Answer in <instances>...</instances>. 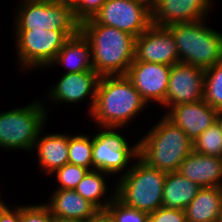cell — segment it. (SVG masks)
<instances>
[{
	"label": "cell",
	"mask_w": 222,
	"mask_h": 222,
	"mask_svg": "<svg viewBox=\"0 0 222 222\" xmlns=\"http://www.w3.org/2000/svg\"><path fill=\"white\" fill-rule=\"evenodd\" d=\"M80 32L91 45L93 70L99 76L126 75L135 59V36L93 19L82 22Z\"/></svg>",
	"instance_id": "1"
},
{
	"label": "cell",
	"mask_w": 222,
	"mask_h": 222,
	"mask_svg": "<svg viewBox=\"0 0 222 222\" xmlns=\"http://www.w3.org/2000/svg\"><path fill=\"white\" fill-rule=\"evenodd\" d=\"M147 105L126 75L100 76L89 116L99 127L124 128Z\"/></svg>",
	"instance_id": "2"
},
{
	"label": "cell",
	"mask_w": 222,
	"mask_h": 222,
	"mask_svg": "<svg viewBox=\"0 0 222 222\" xmlns=\"http://www.w3.org/2000/svg\"><path fill=\"white\" fill-rule=\"evenodd\" d=\"M138 140V155L148 166L164 172L178 171L193 151L188 135L165 115Z\"/></svg>",
	"instance_id": "3"
},
{
	"label": "cell",
	"mask_w": 222,
	"mask_h": 222,
	"mask_svg": "<svg viewBox=\"0 0 222 222\" xmlns=\"http://www.w3.org/2000/svg\"><path fill=\"white\" fill-rule=\"evenodd\" d=\"M129 171L118 177L116 198L124 205L148 214L162 206L167 172L148 166L139 157Z\"/></svg>",
	"instance_id": "4"
},
{
	"label": "cell",
	"mask_w": 222,
	"mask_h": 222,
	"mask_svg": "<svg viewBox=\"0 0 222 222\" xmlns=\"http://www.w3.org/2000/svg\"><path fill=\"white\" fill-rule=\"evenodd\" d=\"M204 22L175 23L167 28L175 39L180 62L205 70L222 60V33Z\"/></svg>",
	"instance_id": "5"
},
{
	"label": "cell",
	"mask_w": 222,
	"mask_h": 222,
	"mask_svg": "<svg viewBox=\"0 0 222 222\" xmlns=\"http://www.w3.org/2000/svg\"><path fill=\"white\" fill-rule=\"evenodd\" d=\"M15 30H61L69 38L80 32L71 0H21Z\"/></svg>",
	"instance_id": "6"
},
{
	"label": "cell",
	"mask_w": 222,
	"mask_h": 222,
	"mask_svg": "<svg viewBox=\"0 0 222 222\" xmlns=\"http://www.w3.org/2000/svg\"><path fill=\"white\" fill-rule=\"evenodd\" d=\"M48 112L41 100L0 112V147L32 152Z\"/></svg>",
	"instance_id": "7"
},
{
	"label": "cell",
	"mask_w": 222,
	"mask_h": 222,
	"mask_svg": "<svg viewBox=\"0 0 222 222\" xmlns=\"http://www.w3.org/2000/svg\"><path fill=\"white\" fill-rule=\"evenodd\" d=\"M17 61L23 70L49 67L69 37L61 30H14Z\"/></svg>",
	"instance_id": "8"
},
{
	"label": "cell",
	"mask_w": 222,
	"mask_h": 222,
	"mask_svg": "<svg viewBox=\"0 0 222 222\" xmlns=\"http://www.w3.org/2000/svg\"><path fill=\"white\" fill-rule=\"evenodd\" d=\"M116 129L121 128L101 127V131L92 137L93 170L105 172L107 176L119 172L123 176L131 167L129 162L139 157L138 142L130 147L126 138ZM128 165L129 168L125 171Z\"/></svg>",
	"instance_id": "9"
},
{
	"label": "cell",
	"mask_w": 222,
	"mask_h": 222,
	"mask_svg": "<svg viewBox=\"0 0 222 222\" xmlns=\"http://www.w3.org/2000/svg\"><path fill=\"white\" fill-rule=\"evenodd\" d=\"M93 20L136 38L151 25V4L144 0H107Z\"/></svg>",
	"instance_id": "10"
},
{
	"label": "cell",
	"mask_w": 222,
	"mask_h": 222,
	"mask_svg": "<svg viewBox=\"0 0 222 222\" xmlns=\"http://www.w3.org/2000/svg\"><path fill=\"white\" fill-rule=\"evenodd\" d=\"M205 70L186 63L171 66L168 89L163 107L193 103L204 98Z\"/></svg>",
	"instance_id": "11"
},
{
	"label": "cell",
	"mask_w": 222,
	"mask_h": 222,
	"mask_svg": "<svg viewBox=\"0 0 222 222\" xmlns=\"http://www.w3.org/2000/svg\"><path fill=\"white\" fill-rule=\"evenodd\" d=\"M172 66L180 63L175 39L167 27L152 24L135 40V59Z\"/></svg>",
	"instance_id": "12"
},
{
	"label": "cell",
	"mask_w": 222,
	"mask_h": 222,
	"mask_svg": "<svg viewBox=\"0 0 222 222\" xmlns=\"http://www.w3.org/2000/svg\"><path fill=\"white\" fill-rule=\"evenodd\" d=\"M170 71L171 66L169 65L133 61L126 76L148 105L151 101L163 105L168 89Z\"/></svg>",
	"instance_id": "13"
},
{
	"label": "cell",
	"mask_w": 222,
	"mask_h": 222,
	"mask_svg": "<svg viewBox=\"0 0 222 222\" xmlns=\"http://www.w3.org/2000/svg\"><path fill=\"white\" fill-rule=\"evenodd\" d=\"M212 3V0H154L151 4L152 24L167 27L204 20L214 5Z\"/></svg>",
	"instance_id": "14"
},
{
	"label": "cell",
	"mask_w": 222,
	"mask_h": 222,
	"mask_svg": "<svg viewBox=\"0 0 222 222\" xmlns=\"http://www.w3.org/2000/svg\"><path fill=\"white\" fill-rule=\"evenodd\" d=\"M100 76L92 69L91 71H83L77 73H64L59 81L48 91V98L53 103L61 102L75 103L81 102L89 95V109L90 114L93 110L97 85Z\"/></svg>",
	"instance_id": "15"
},
{
	"label": "cell",
	"mask_w": 222,
	"mask_h": 222,
	"mask_svg": "<svg viewBox=\"0 0 222 222\" xmlns=\"http://www.w3.org/2000/svg\"><path fill=\"white\" fill-rule=\"evenodd\" d=\"M217 113V109L202 99L174 105L164 115L180 127L193 142L203 131L216 123Z\"/></svg>",
	"instance_id": "16"
},
{
	"label": "cell",
	"mask_w": 222,
	"mask_h": 222,
	"mask_svg": "<svg viewBox=\"0 0 222 222\" xmlns=\"http://www.w3.org/2000/svg\"><path fill=\"white\" fill-rule=\"evenodd\" d=\"M51 197L45 205L56 219L89 222L100 211L75 190L55 189Z\"/></svg>",
	"instance_id": "17"
},
{
	"label": "cell",
	"mask_w": 222,
	"mask_h": 222,
	"mask_svg": "<svg viewBox=\"0 0 222 222\" xmlns=\"http://www.w3.org/2000/svg\"><path fill=\"white\" fill-rule=\"evenodd\" d=\"M186 179L203 187H222V157L192 151L178 169Z\"/></svg>",
	"instance_id": "18"
},
{
	"label": "cell",
	"mask_w": 222,
	"mask_h": 222,
	"mask_svg": "<svg viewBox=\"0 0 222 222\" xmlns=\"http://www.w3.org/2000/svg\"><path fill=\"white\" fill-rule=\"evenodd\" d=\"M42 132L41 130L32 151L37 152L40 169L48 176L69 163V134L49 133L42 137Z\"/></svg>",
	"instance_id": "19"
},
{
	"label": "cell",
	"mask_w": 222,
	"mask_h": 222,
	"mask_svg": "<svg viewBox=\"0 0 222 222\" xmlns=\"http://www.w3.org/2000/svg\"><path fill=\"white\" fill-rule=\"evenodd\" d=\"M55 64L63 65L67 70L65 73H77L93 69L91 45L81 32L65 42L50 66Z\"/></svg>",
	"instance_id": "20"
},
{
	"label": "cell",
	"mask_w": 222,
	"mask_h": 222,
	"mask_svg": "<svg viewBox=\"0 0 222 222\" xmlns=\"http://www.w3.org/2000/svg\"><path fill=\"white\" fill-rule=\"evenodd\" d=\"M187 222H218L222 213V187H203L184 209Z\"/></svg>",
	"instance_id": "21"
},
{
	"label": "cell",
	"mask_w": 222,
	"mask_h": 222,
	"mask_svg": "<svg viewBox=\"0 0 222 222\" xmlns=\"http://www.w3.org/2000/svg\"><path fill=\"white\" fill-rule=\"evenodd\" d=\"M200 189L198 184L186 179L180 172H167L162 194V206L184 210Z\"/></svg>",
	"instance_id": "22"
},
{
	"label": "cell",
	"mask_w": 222,
	"mask_h": 222,
	"mask_svg": "<svg viewBox=\"0 0 222 222\" xmlns=\"http://www.w3.org/2000/svg\"><path fill=\"white\" fill-rule=\"evenodd\" d=\"M105 172L99 170H89L88 173L84 176L82 181L76 186L74 189L81 197L90 201L94 204L99 210H106L108 205L114 200L116 197V188L113 189V193L108 198H105L106 201L102 197L107 194V181L105 176Z\"/></svg>",
	"instance_id": "23"
},
{
	"label": "cell",
	"mask_w": 222,
	"mask_h": 222,
	"mask_svg": "<svg viewBox=\"0 0 222 222\" xmlns=\"http://www.w3.org/2000/svg\"><path fill=\"white\" fill-rule=\"evenodd\" d=\"M203 99L212 108L222 110V60L205 69Z\"/></svg>",
	"instance_id": "24"
},
{
	"label": "cell",
	"mask_w": 222,
	"mask_h": 222,
	"mask_svg": "<svg viewBox=\"0 0 222 222\" xmlns=\"http://www.w3.org/2000/svg\"><path fill=\"white\" fill-rule=\"evenodd\" d=\"M92 137L69 134V163L93 170Z\"/></svg>",
	"instance_id": "25"
},
{
	"label": "cell",
	"mask_w": 222,
	"mask_h": 222,
	"mask_svg": "<svg viewBox=\"0 0 222 222\" xmlns=\"http://www.w3.org/2000/svg\"><path fill=\"white\" fill-rule=\"evenodd\" d=\"M193 151L213 157H222V134L217 123L203 131L193 141Z\"/></svg>",
	"instance_id": "26"
},
{
	"label": "cell",
	"mask_w": 222,
	"mask_h": 222,
	"mask_svg": "<svg viewBox=\"0 0 222 222\" xmlns=\"http://www.w3.org/2000/svg\"><path fill=\"white\" fill-rule=\"evenodd\" d=\"M88 171L89 169L87 168L67 163L63 167L56 169L51 175H56V179L59 182L57 189L74 190Z\"/></svg>",
	"instance_id": "27"
},
{
	"label": "cell",
	"mask_w": 222,
	"mask_h": 222,
	"mask_svg": "<svg viewBox=\"0 0 222 222\" xmlns=\"http://www.w3.org/2000/svg\"><path fill=\"white\" fill-rule=\"evenodd\" d=\"M106 211L111 215L115 222H147L149 217L148 213L128 207L116 197L108 205Z\"/></svg>",
	"instance_id": "28"
},
{
	"label": "cell",
	"mask_w": 222,
	"mask_h": 222,
	"mask_svg": "<svg viewBox=\"0 0 222 222\" xmlns=\"http://www.w3.org/2000/svg\"><path fill=\"white\" fill-rule=\"evenodd\" d=\"M49 208L43 204L20 205V222H54Z\"/></svg>",
	"instance_id": "29"
},
{
	"label": "cell",
	"mask_w": 222,
	"mask_h": 222,
	"mask_svg": "<svg viewBox=\"0 0 222 222\" xmlns=\"http://www.w3.org/2000/svg\"><path fill=\"white\" fill-rule=\"evenodd\" d=\"M75 19L82 22L93 19L107 0H71Z\"/></svg>",
	"instance_id": "30"
},
{
	"label": "cell",
	"mask_w": 222,
	"mask_h": 222,
	"mask_svg": "<svg viewBox=\"0 0 222 222\" xmlns=\"http://www.w3.org/2000/svg\"><path fill=\"white\" fill-rule=\"evenodd\" d=\"M147 222H187L184 210L170 209L161 206L149 214Z\"/></svg>",
	"instance_id": "31"
},
{
	"label": "cell",
	"mask_w": 222,
	"mask_h": 222,
	"mask_svg": "<svg viewBox=\"0 0 222 222\" xmlns=\"http://www.w3.org/2000/svg\"><path fill=\"white\" fill-rule=\"evenodd\" d=\"M0 222H20V206L10 209L4 202L0 204Z\"/></svg>",
	"instance_id": "32"
},
{
	"label": "cell",
	"mask_w": 222,
	"mask_h": 222,
	"mask_svg": "<svg viewBox=\"0 0 222 222\" xmlns=\"http://www.w3.org/2000/svg\"><path fill=\"white\" fill-rule=\"evenodd\" d=\"M89 222H115L106 210H100Z\"/></svg>",
	"instance_id": "33"
},
{
	"label": "cell",
	"mask_w": 222,
	"mask_h": 222,
	"mask_svg": "<svg viewBox=\"0 0 222 222\" xmlns=\"http://www.w3.org/2000/svg\"><path fill=\"white\" fill-rule=\"evenodd\" d=\"M216 123L219 126L221 134H222V110L218 111V113H217Z\"/></svg>",
	"instance_id": "34"
},
{
	"label": "cell",
	"mask_w": 222,
	"mask_h": 222,
	"mask_svg": "<svg viewBox=\"0 0 222 222\" xmlns=\"http://www.w3.org/2000/svg\"><path fill=\"white\" fill-rule=\"evenodd\" d=\"M54 222H80V221L60 220L55 218Z\"/></svg>",
	"instance_id": "35"
},
{
	"label": "cell",
	"mask_w": 222,
	"mask_h": 222,
	"mask_svg": "<svg viewBox=\"0 0 222 222\" xmlns=\"http://www.w3.org/2000/svg\"><path fill=\"white\" fill-rule=\"evenodd\" d=\"M146 2H148L149 4H152L154 0H144Z\"/></svg>",
	"instance_id": "36"
},
{
	"label": "cell",
	"mask_w": 222,
	"mask_h": 222,
	"mask_svg": "<svg viewBox=\"0 0 222 222\" xmlns=\"http://www.w3.org/2000/svg\"><path fill=\"white\" fill-rule=\"evenodd\" d=\"M218 222H222V213H221V215L219 217V221Z\"/></svg>",
	"instance_id": "37"
}]
</instances>
